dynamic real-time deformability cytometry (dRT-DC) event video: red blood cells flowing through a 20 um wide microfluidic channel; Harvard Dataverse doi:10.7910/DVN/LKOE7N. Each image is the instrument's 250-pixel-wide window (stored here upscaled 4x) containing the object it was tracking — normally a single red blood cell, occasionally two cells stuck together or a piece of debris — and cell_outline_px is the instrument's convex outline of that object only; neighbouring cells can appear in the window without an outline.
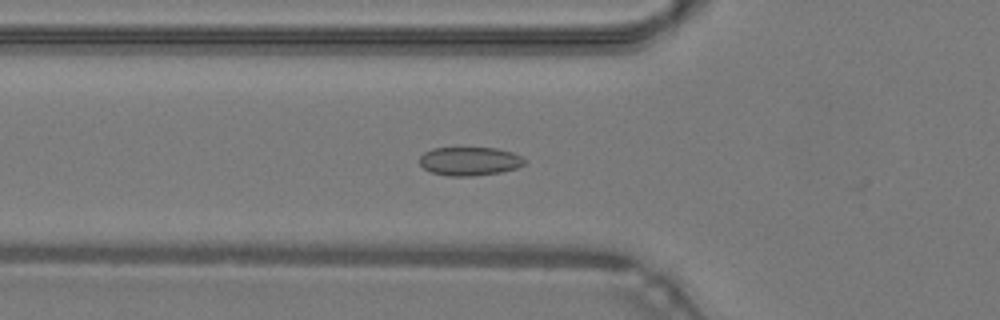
{"species": "common noctule bat (a hibernating species)", "species_latin": "Nyctalus noctula", "temperature_condition": "warm", "stored_images_in_passage": 47, "camera_frame_rate_fps": 3000, "um_per_image_px": 0.085, "animal": {"sex": "male", "body_mass_g": 19.2, "forearm_length_mm": 51.8}, "frame": {"image": 1, "passage_image": 16, "time_ms": 5.0, "image_size_px": [1000, 320], "cell_outline_px": [[528, 160], [524, 164], [516, 168], [500, 172], [472, 176], [448, 176], [432, 172], [424, 168], [420, 164], [420, 156], [424, 152], [432, 148], [496, 148], [512, 152]], "centroid_in_image_um": [39.92, 13.7], "position_along_channel_um": 85.9, "area_um2": 17.46}}
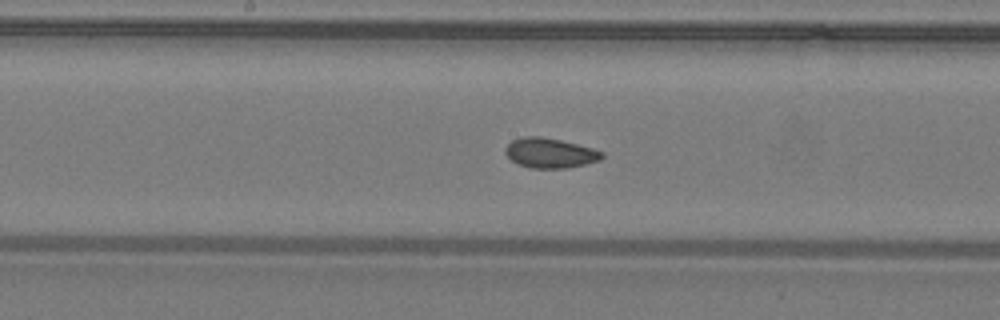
{"frame": {"image": 2, "passage_image": 24, "time_ms": 7.667, "image_size_px": [1000, 320], "cell_outline_px": [[604, 156], [600, 160], [568, 168], [532, 168], [516, 164], [504, 152], [504, 148], [512, 140], [524, 136], [540, 136], [560, 140], [592, 148], [604, 152]], "centroid_in_image_um": [46.73, 13.0], "position_along_channel_um": 201.5, "area_um2": 16.82}}
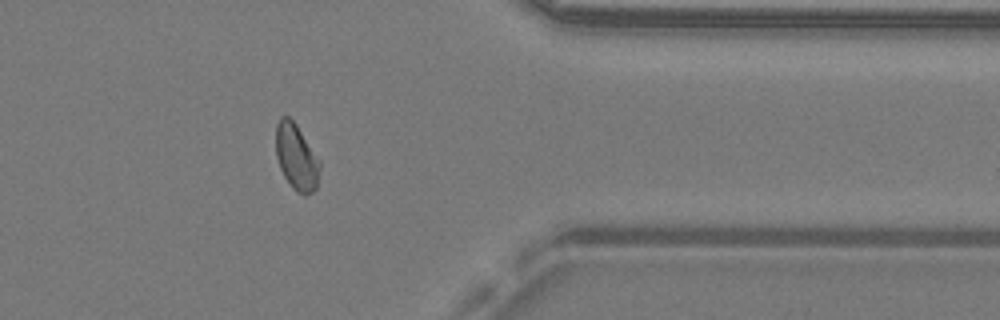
{"frame": {"image": 3, "passage_image": 38, "time_ms": 12.333, "image_size_px": [1000, 320], "cell_outline_px": [[320, 168], [316, 188], [312, 192], [304, 196], [296, 192], [292, 188], [284, 176], [280, 168], [276, 156], [276, 124], [280, 116], [288, 116], [296, 124], [320, 160]], "centroid_in_image_um": [25.19, 13.36], "position_along_channel_um": 386.2, "area_um2": 16.99}, "authors_computed_cell_mechanics": {"area_um2": 17.2244, "velocity_mm_per_s": 4.3058, "shape_relaxation_time_tau1_ms": null, "shape_relaxation_time_tau2_ms": 1.4306, "deformation_change_tau1": null, "deformation_change_tau2": 0.0407}}